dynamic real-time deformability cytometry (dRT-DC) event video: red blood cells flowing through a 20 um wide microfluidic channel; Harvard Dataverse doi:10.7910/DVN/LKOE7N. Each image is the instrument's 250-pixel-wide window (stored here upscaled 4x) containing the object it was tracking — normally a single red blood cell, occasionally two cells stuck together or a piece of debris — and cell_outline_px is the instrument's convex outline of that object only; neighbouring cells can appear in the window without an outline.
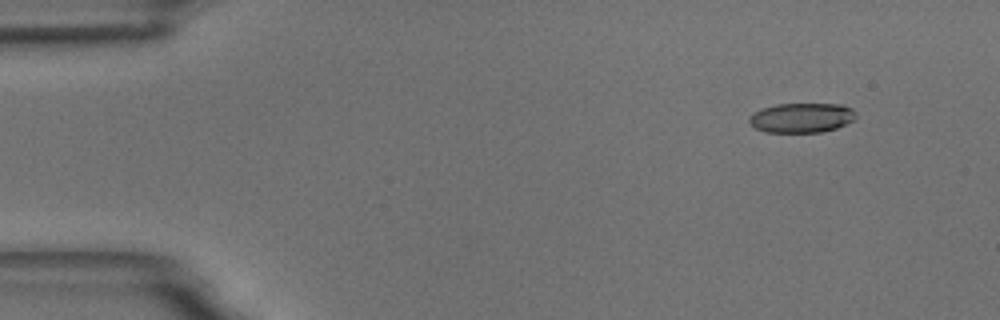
{"species": "common noctule bat (a hibernating species)", "species_latin": "Nyctalus noctula", "temperature_condition": "room temperature", "stored_images_in_passage": 4, "camera_frame_rate_fps": 3000, "um_per_image_px": 0.085, "animal": {"sex": "male", "body_mass_g": 18.8}, "frame": {"image": 1, "passage_image": 1, "time_ms": 0.0, "image_size_px": [1000, 320], "cell_outline_px": [[856, 116], [852, 120], [836, 128], [820, 132], [764, 132], [756, 128], [748, 120], [748, 116], [752, 112], [760, 108], [776, 104], [840, 104], [852, 108], [856, 112]], "centroid_in_image_um": [68.09, 10.0], "position_along_channel_um": 16.9, "area_um2": 18.5}}
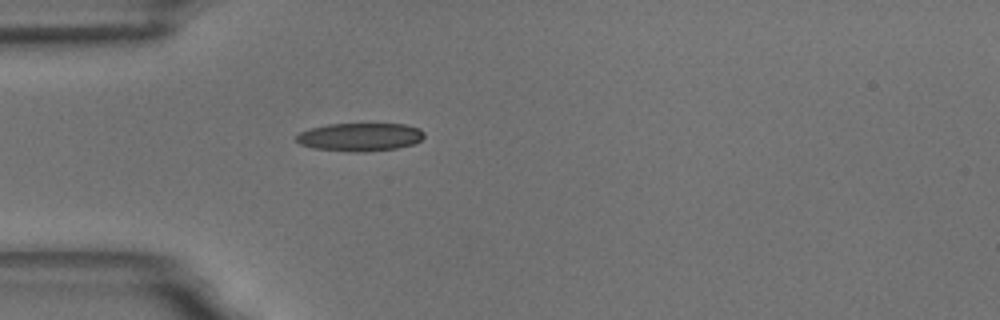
{"frame": {"image": 2, "passage_image": 4, "time_ms": 3.667, "image_size_px": [1000, 320], "cell_outline_px": [[424, 136], [420, 140], [412, 144], [396, 148], [364, 152], [352, 152], [312, 148], [300, 144], [296, 140], [296, 136], [300, 132], [312, 128], [328, 124], [404, 124], [420, 128], [424, 132]], "centroid_in_image_um": [30.59, 11.64], "position_along_channel_um": 54.4, "area_um2": 20.92}}